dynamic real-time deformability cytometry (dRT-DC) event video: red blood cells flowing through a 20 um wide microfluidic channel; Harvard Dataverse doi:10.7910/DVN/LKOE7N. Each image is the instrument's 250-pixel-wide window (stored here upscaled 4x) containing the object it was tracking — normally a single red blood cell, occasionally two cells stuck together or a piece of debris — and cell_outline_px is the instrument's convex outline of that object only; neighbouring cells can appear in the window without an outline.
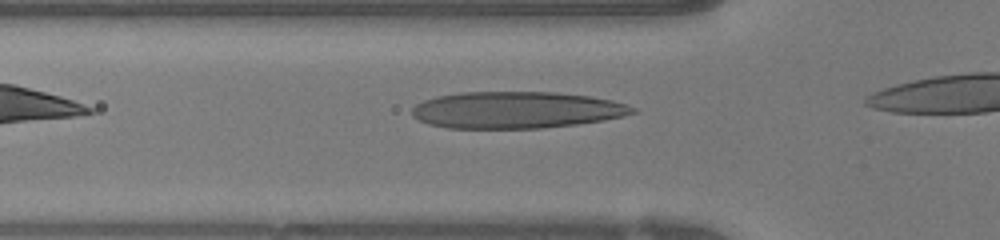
{"species": "human", "species_latin": "Homo sapiens", "temperature_condition": "warm", "stored_images_in_passage": 7, "camera_frame_rate_fps": 3000, "um_per_image_px": 0.085, "donor": {"sex": "female"}, "frame": {"image": 1, "passage_image": 2, "time_ms": 0.333, "image_size_px": [1000, 240], "cell_outline_px": [[636, 112], [624, 116], [604, 120], [576, 124], [540, 128], [448, 128], [428, 124], [412, 116], [412, 108], [416, 104], [424, 100], [436, 96], [460, 92], [556, 92], [592, 96], [612, 100], [636, 108]], "centroid_in_image_um": [43.88, 9.34], "position_along_channel_um": 81.9, "area_um2": 47.34}}
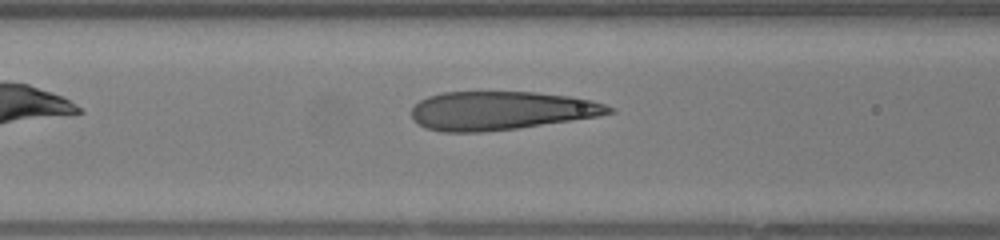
{"frame": {"image": 2, "passage_image": 5, "time_ms": 1.333, "image_size_px": [1000, 240], "cell_outline_px": [[616, 112], [600, 116], [516, 128], [484, 132], [440, 132], [424, 128], [412, 120], [412, 108], [420, 100], [428, 96], [444, 92], [536, 92], [568, 96], [592, 100], [616, 108]], "centroid_in_image_um": [42.57, 9.41], "position_along_channel_um": 124.0, "area_um2": 44.56}}